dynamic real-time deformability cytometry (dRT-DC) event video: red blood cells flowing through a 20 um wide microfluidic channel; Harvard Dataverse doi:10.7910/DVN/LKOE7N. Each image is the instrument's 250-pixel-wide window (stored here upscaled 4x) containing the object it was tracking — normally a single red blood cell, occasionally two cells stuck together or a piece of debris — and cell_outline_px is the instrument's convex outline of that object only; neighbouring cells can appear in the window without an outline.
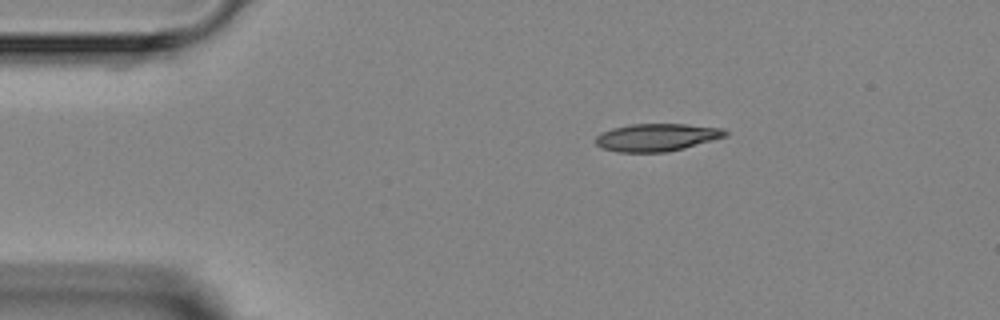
{"species": "Egyptian fruit bat (a non-hibernating species)", "species_latin": "Rousettus aegyptiacus", "temperature_condition": "room temperature", "stored_images_in_passage": 6, "camera_frame_rate_fps": 3000, "um_per_image_px": 0.085, "animal": {"sex": "female"}, "frame": {"image": 1, "passage_image": 1, "time_ms": 0.0, "image_size_px": [1000, 320], "cell_outline_px": [[728, 136], [684, 148], [668, 152], [616, 152], [600, 148], [596, 144], [596, 136], [600, 132], [612, 128], [628, 124], [684, 124], [724, 128], [728, 132]], "centroid_in_image_um": [55.81, 11.67], "position_along_channel_um": 29.2, "area_um2": 21.1}}
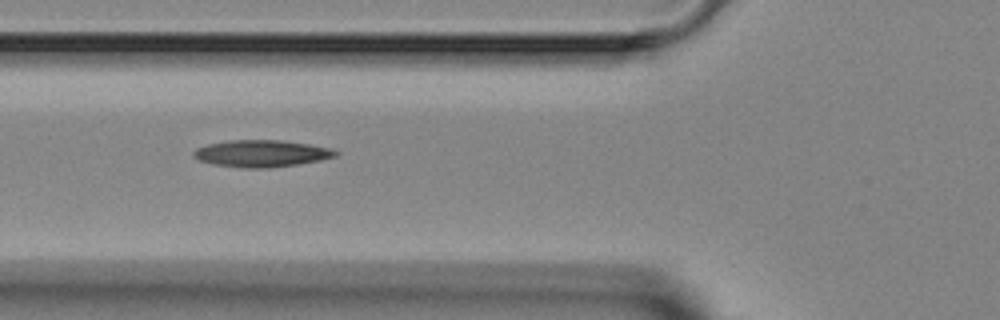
{"frame": {"image": 2, "passage_image": 3, "time_ms": 3.0, "image_size_px": [1000, 320], "cell_outline_px": [[340, 152], [336, 156], [320, 160], [296, 164], [268, 168], [244, 168], [212, 164], [200, 160], [192, 156], [192, 152], [196, 148], [208, 144], [228, 140], [280, 140], [308, 144], [332, 148]], "centroid_in_image_um": [22.21, 13.04], "position_along_channel_um": 103.6, "area_um2": 22.25}}
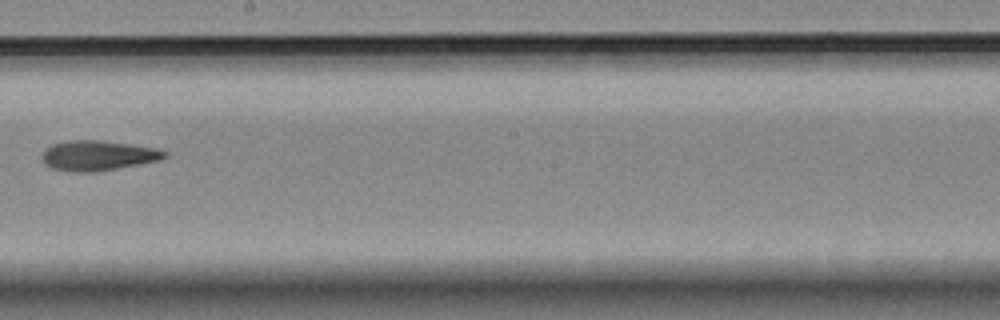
{"frame": {"image": 3, "passage_image": 6, "time_ms": 6.333, "image_size_px": [1000, 320], "cell_outline_px": [[168, 156], [160, 160], [116, 168], [92, 172], [80, 172], [52, 168], [44, 164], [40, 156], [44, 148], [52, 144], [68, 140], [100, 140], [132, 144], [156, 148], [168, 152]], "centroid_in_image_um": [8.3, 13.2], "position_along_channel_um": 239.9, "area_um2": 21.5}}